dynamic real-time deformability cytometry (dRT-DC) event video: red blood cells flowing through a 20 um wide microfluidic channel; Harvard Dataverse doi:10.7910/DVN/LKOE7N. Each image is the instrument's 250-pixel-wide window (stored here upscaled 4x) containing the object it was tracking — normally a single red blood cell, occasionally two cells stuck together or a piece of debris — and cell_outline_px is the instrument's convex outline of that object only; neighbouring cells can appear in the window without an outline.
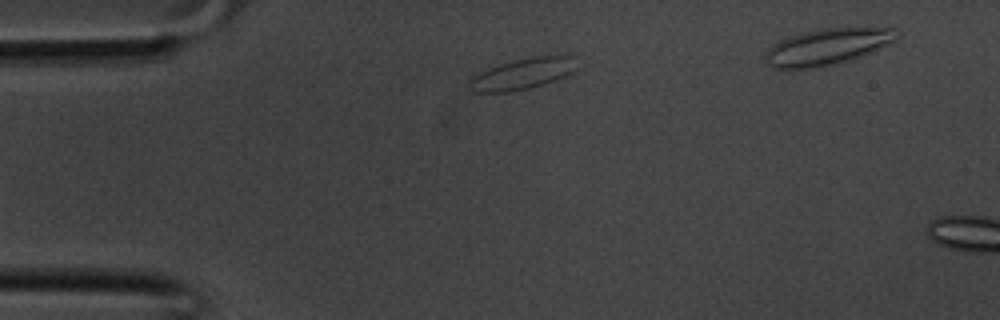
{"species": "common noctule bat (a hibernating species)", "species_latin": "Nyctalus noctula", "temperature_condition": "room temperature", "stored_images_in_passage": 6, "camera_frame_rate_fps": 3000, "um_per_image_px": 0.085, "animal": {"sex": "male", "body_mass_g": 20.1, "forearm_length_mm": 53.5}, "frame": {"image": 1, "passage_image": 3, "time_ms": 0.667, "image_size_px": [1000, 320], "cell_outline_px": [[576, 68], [572, 72], [556, 80], [544, 84], [528, 88], [508, 92], [472, 92], [468, 88], [468, 80], [476, 72], [500, 64], [532, 56], [576, 56]], "centroid_in_image_um": [44.36, 6.28], "position_along_channel_um": 40.6, "area_um2": 19.54}}